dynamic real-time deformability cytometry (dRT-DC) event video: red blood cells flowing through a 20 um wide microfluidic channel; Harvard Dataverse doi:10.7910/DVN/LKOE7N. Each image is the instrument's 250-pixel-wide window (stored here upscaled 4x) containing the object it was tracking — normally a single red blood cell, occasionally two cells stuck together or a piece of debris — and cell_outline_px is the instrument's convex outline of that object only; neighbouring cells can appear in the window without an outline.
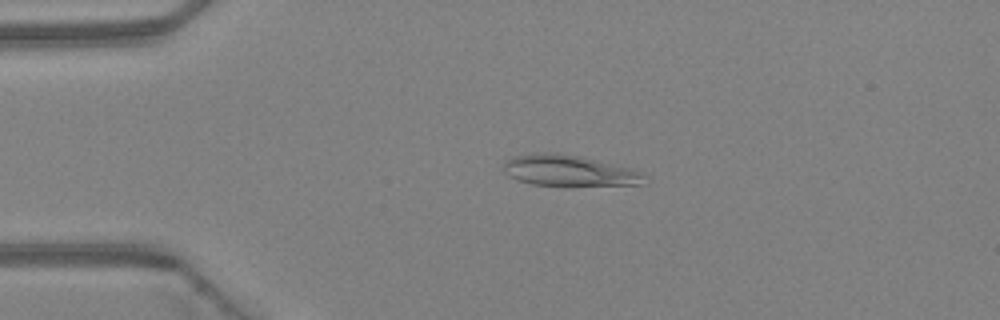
{"species": "Egyptian fruit bat (a non-hibernating species)", "species_latin": "Rousettus aegyptiacus", "temperature_condition": "warm", "stored_images_in_passage": 4, "camera_frame_rate_fps": 3000, "um_per_image_px": 0.085, "animal": {"sex": "female"}, "frame": {"image": 1, "passage_image": 3, "time_ms": 0.667, "image_size_px": [1000, 320], "cell_outline_px": [[648, 176], [640, 184], [564, 188], [532, 184], [516, 180], [508, 176], [504, 172], [504, 160], [512, 156], [540, 152], [556, 152], [580, 156], [628, 168], [640, 172]], "centroid_in_image_um": [48.31, 14.54], "position_along_channel_um": 36.7, "area_um2": 26.36}}